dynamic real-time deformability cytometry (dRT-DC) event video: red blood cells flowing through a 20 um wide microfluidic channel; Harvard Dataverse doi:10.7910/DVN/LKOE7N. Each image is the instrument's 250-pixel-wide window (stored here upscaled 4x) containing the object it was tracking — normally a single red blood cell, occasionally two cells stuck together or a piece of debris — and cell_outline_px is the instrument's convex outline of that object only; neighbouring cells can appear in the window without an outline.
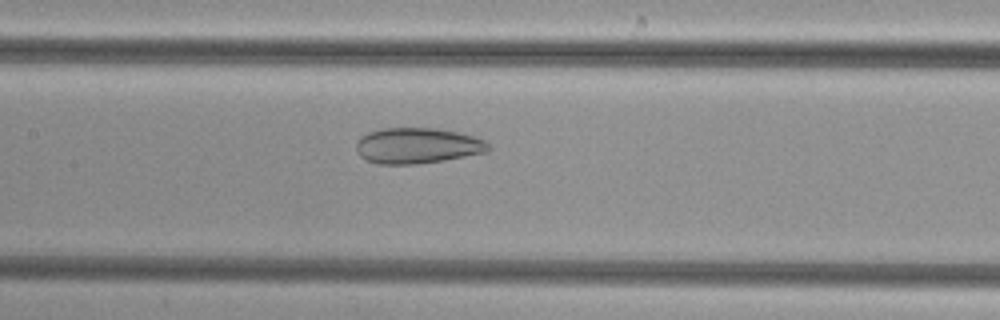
{"species": "common noctule bat (a hibernating species)", "species_latin": "Nyctalus noctula", "temperature_condition": "cold", "stored_images_in_passage": 38, "camera_frame_rate_fps": 3000, "um_per_image_px": 0.085, "animal": {"sex": "female", "body_mass_g": 29.2, "forearm_length_mm": 56.3}, "frame": {"image": 1, "passage_image": 12, "time_ms": 3.667, "image_size_px": [1000, 320], "cell_outline_px": [[492, 148], [488, 152], [444, 160], [416, 164], [376, 164], [364, 160], [360, 156], [356, 148], [356, 144], [360, 136], [368, 132], [384, 128], [436, 128], [456, 132], [472, 136], [484, 140]], "centroid_in_image_um": [35.45, 12.39], "position_along_channel_um": 171.9, "area_um2": 27.63}}
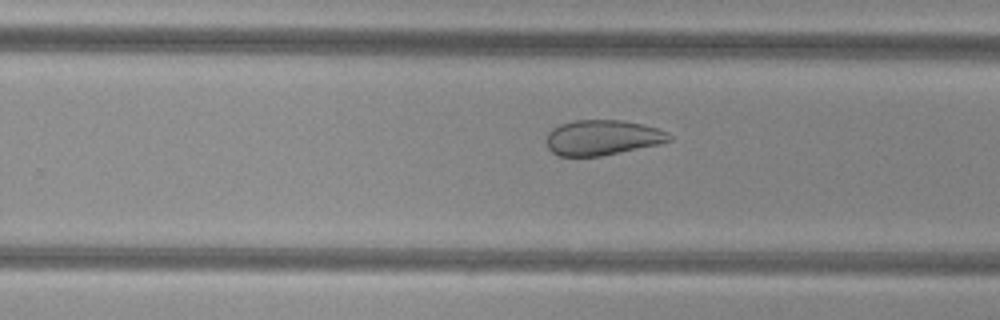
{"frame": {"image": 2, "passage_image": 20, "time_ms": 6.333, "image_size_px": [1000, 320], "cell_outline_px": [[672, 140], [660, 144], [600, 156], [560, 156], [552, 152], [548, 148], [548, 132], [552, 128], [560, 124], [572, 120], [620, 120], [640, 124], [656, 128], [668, 132], [672, 136]], "centroid_in_image_um": [51.21, 11.69], "position_along_channel_um": 278.6, "area_um2": 25.09}}
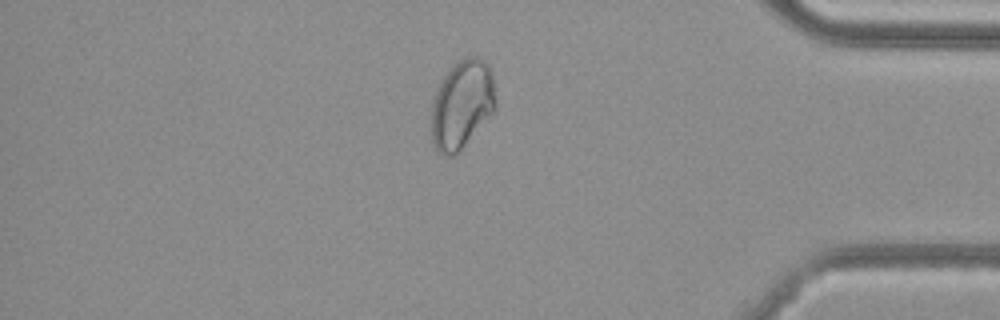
{"frame": {"image": 3, "passage_image": 31, "time_ms": 10.0, "image_size_px": [1000, 320], "cell_outline_px": [[496, 108], [460, 152], [456, 156], [444, 156], [436, 152], [432, 144], [432, 100], [448, 68], [460, 60], [468, 56], [480, 56], [488, 64], [492, 72], [496, 104]], "centroid_in_image_um": [39.26, 8.9], "position_along_channel_um": 395.9, "area_um2": 33.52}}